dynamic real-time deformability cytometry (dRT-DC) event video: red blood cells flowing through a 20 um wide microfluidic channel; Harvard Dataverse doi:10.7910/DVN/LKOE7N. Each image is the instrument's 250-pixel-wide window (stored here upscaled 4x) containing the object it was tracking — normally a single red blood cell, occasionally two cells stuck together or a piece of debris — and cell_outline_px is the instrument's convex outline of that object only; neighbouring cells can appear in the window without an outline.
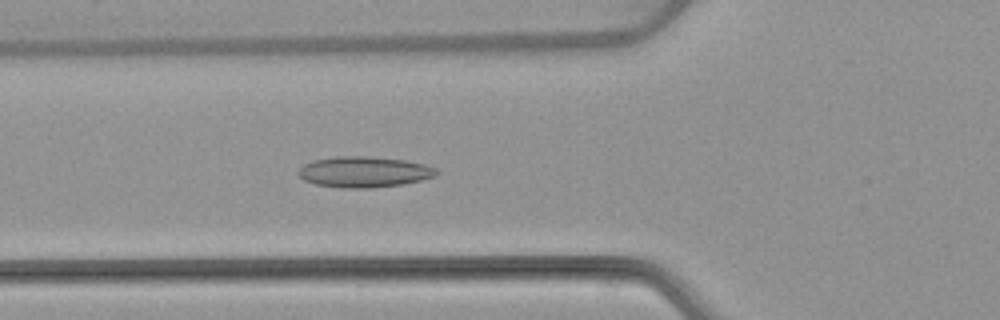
{"species": "common noctule bat (a hibernating species)", "species_latin": "Nyctalus noctula", "temperature_condition": "warm", "stored_images_in_passage": 43, "camera_frame_rate_fps": 3000, "um_per_image_px": 0.085, "animal": {"sex": "female", "body_mass_g": 22.7, "forearm_length_mm": 54.2}, "frame": {"image": 1, "passage_image": 9, "time_ms": 2.667, "image_size_px": [1000, 320], "cell_outline_px": [[440, 172], [436, 176], [404, 184], [372, 188], [340, 188], [316, 184], [304, 180], [296, 172], [304, 164], [312, 160], [336, 156], [368, 156], [404, 160], [424, 164], [436, 168]], "centroid_in_image_um": [30.94, 14.61], "position_along_channel_um": 94.9, "area_um2": 24.97}}
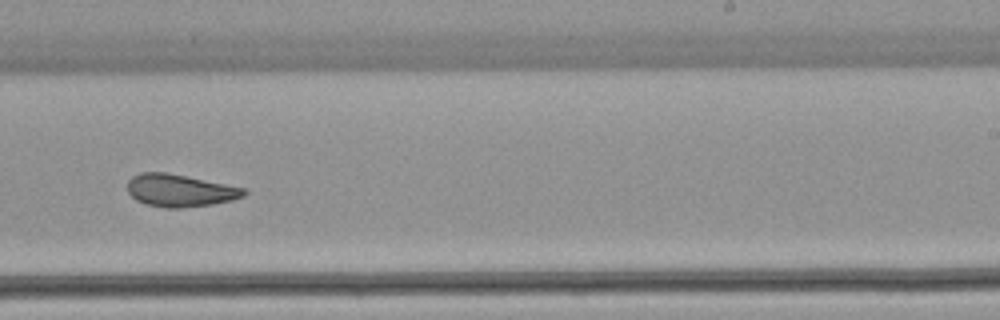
{"frame": {"image": 2, "passage_image": 23, "time_ms": 7.333, "image_size_px": [1000, 320], "cell_outline_px": [[248, 192], [244, 196], [232, 200], [212, 204], [184, 208], [164, 208], [148, 204], [136, 200], [128, 192], [128, 180], [132, 176], [140, 172], [168, 172], [244, 188]], "centroid_in_image_um": [15.28, 16.19], "position_along_channel_um": 273.7, "area_um2": 22.02}}
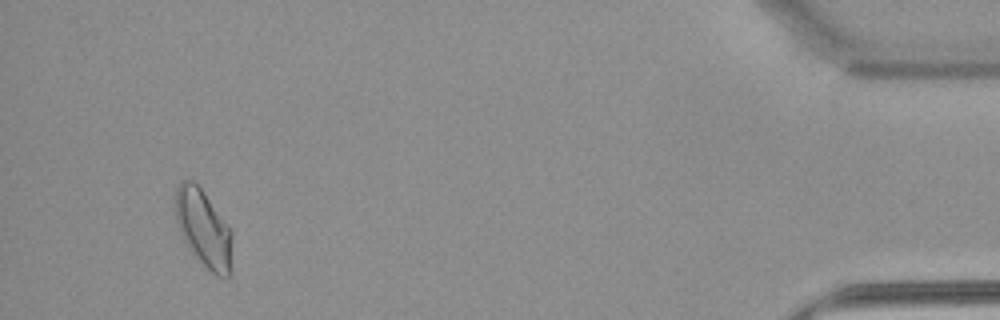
{"frame": {"image": 3, "passage_image": 40, "time_ms": 13.0, "image_size_px": [1000, 320], "cell_outline_px": [[232, 272], [228, 280], [216, 276], [196, 260], [184, 240], [180, 232], [176, 220], [176, 188], [184, 180], [192, 180], [200, 188], [228, 224], [232, 232]], "centroid_in_image_um": [17.35, 19.52], "position_along_channel_um": 417.8, "area_um2": 25.89}, "authors_computed_cell_mechanics": {"area_um2": 22.5998, "velocity_mm_per_s": 3.8349, "shape_relaxation_time_tau1_ms": null, "shape_relaxation_time_tau2_ms": 3.3716, "deformation_change_tau1": null, "deformation_change_tau2": 0.099}}